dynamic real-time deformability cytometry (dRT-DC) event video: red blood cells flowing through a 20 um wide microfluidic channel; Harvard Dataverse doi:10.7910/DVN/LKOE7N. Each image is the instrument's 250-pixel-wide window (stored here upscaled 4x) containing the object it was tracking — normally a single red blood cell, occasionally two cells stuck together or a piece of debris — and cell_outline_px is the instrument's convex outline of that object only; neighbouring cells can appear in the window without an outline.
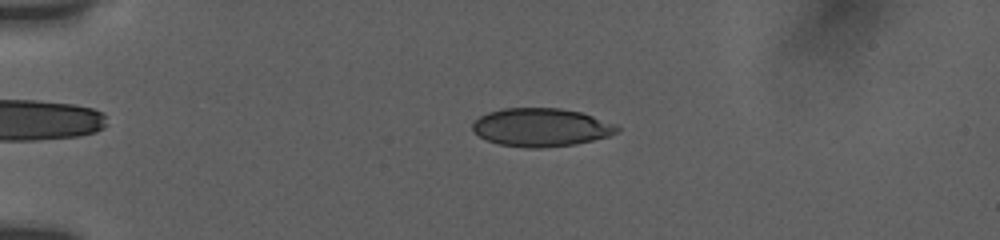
{"species": "human", "species_latin": "Homo sapiens", "temperature_condition": "room temperature", "stored_images_in_passage": 32, "camera_frame_rate_fps": 3000, "um_per_image_px": 0.085, "donor": {"sex": "female"}, "frame": {"image": 1, "passage_image": 9, "time_ms": 4.0, "image_size_px": [1000, 240], "cell_outline_px": [[620, 128], [616, 132], [608, 136], [576, 144], [540, 148], [528, 148], [500, 144], [488, 140], [480, 136], [472, 128], [472, 124], [480, 116], [488, 112], [500, 108], [560, 108], [580, 112], [616, 124]], "centroid_in_image_um": [45.99, 10.82], "position_along_channel_um": 39.0, "area_um2": 32.02}}
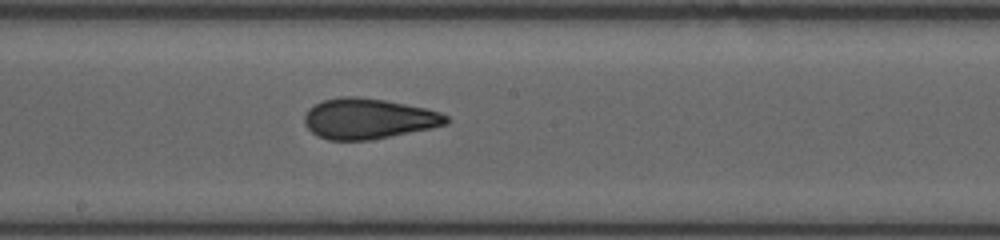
{"frame": {"image": 2, "passage_image": 20, "time_ms": 10.0, "image_size_px": [1000, 240], "cell_outline_px": [[452, 120], [448, 124], [432, 128], [368, 140], [328, 140], [316, 136], [304, 124], [304, 116], [308, 108], [324, 100], [340, 96], [356, 96], [384, 100], [424, 108], [440, 112], [448, 116]], "centroid_in_image_um": [31.3, 10.09], "position_along_channel_um": 216.9, "area_um2": 33.47}}
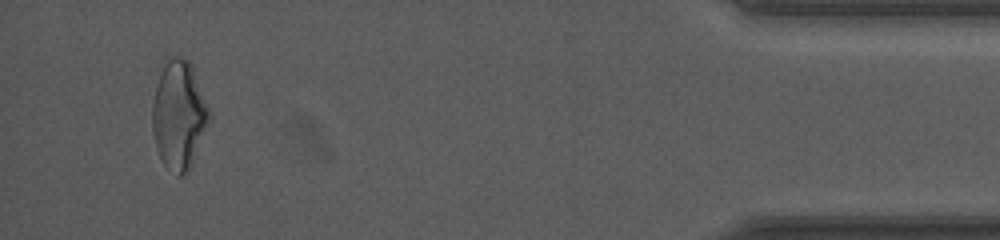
{"frame": {"image": 3, "passage_image": 32, "time_ms": 17.0, "image_size_px": [1000, 240], "cell_outline_px": [[212, 116], [188, 172], [180, 176], [176, 176], [160, 160], [156, 148], [152, 132], [152, 104], [160, 60], [164, 56], [184, 56], [188, 60], [192, 68]], "centroid_in_image_um": [15.16, 9.71], "position_along_channel_um": 420.0, "area_um2": 36.7}, "authors_computed_cell_mechanics": {"area_um2": 32.8882, "velocity_mm_per_s": 3.8093, "shape_relaxation_time_tau1_ms": 9.8139, "shape_relaxation_time_tau2_ms": 1.5903, "deformation_change_tau1": 0.2099, "deformation_change_tau2": 0.0735}}